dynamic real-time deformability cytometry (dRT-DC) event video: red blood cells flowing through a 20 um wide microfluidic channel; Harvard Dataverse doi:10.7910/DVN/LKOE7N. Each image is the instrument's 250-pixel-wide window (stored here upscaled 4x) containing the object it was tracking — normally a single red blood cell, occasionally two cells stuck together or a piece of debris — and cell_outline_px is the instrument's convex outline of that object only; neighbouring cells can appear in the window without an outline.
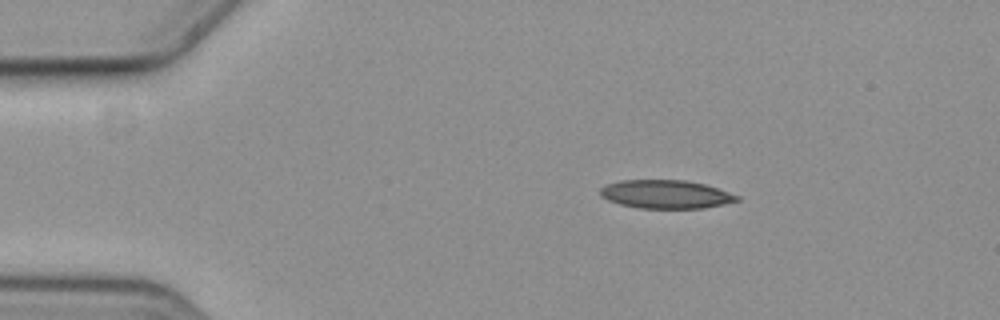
{"species": "common noctule bat (a hibernating species)", "species_latin": "Nyctalus noctula", "temperature_condition": "cold", "stored_images_in_passage": 48, "camera_frame_rate_fps": 3000, "um_per_image_px": 0.085, "animal": {"sex": "female", "body_mass_g": 19.3, "forearm_length_mm": 54.1}, "frame": {"image": 1, "passage_image": 1, "time_ms": 0.0, "image_size_px": [1000, 320], "cell_outline_px": [[740, 200], [724, 204], [704, 208], [640, 208], [620, 204], [608, 200], [600, 196], [600, 188], [604, 184], [620, 180], [684, 180], [704, 184], [740, 196]], "centroid_in_image_um": [56.56, 16.51], "position_along_channel_um": 28.4, "area_um2": 22.66}}
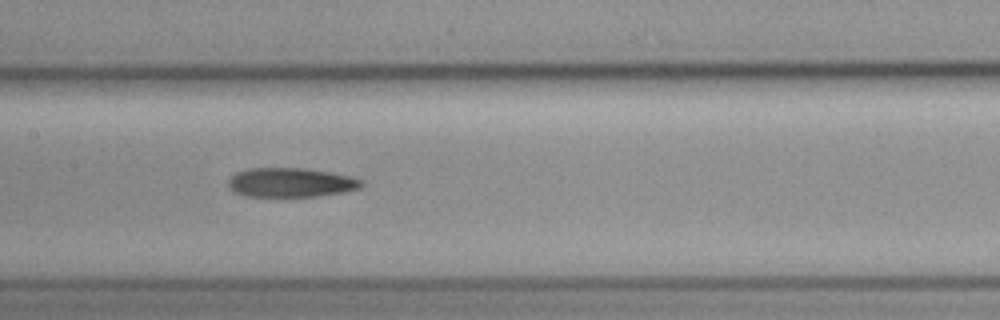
{"frame": {"image": 2, "passage_image": 19, "time_ms": 6.0, "image_size_px": [1000, 320], "cell_outline_px": [[364, 184], [360, 188], [344, 192], [316, 196], [244, 196], [232, 192], [228, 188], [228, 180], [236, 172], [248, 168], [304, 168], [328, 172], [348, 176], [364, 180]], "centroid_in_image_um": [24.68, 15.51], "position_along_channel_um": 182.7, "area_um2": 22.77}}
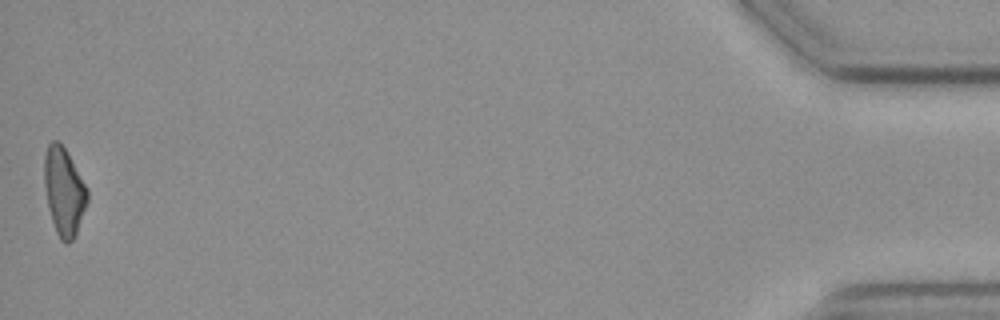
{"frame": {"image": 3, "passage_image": 48, "time_ms": 15.667, "image_size_px": [1000, 320], "cell_outline_px": [[88, 200], [76, 236], [68, 244], [64, 244], [60, 240], [56, 232], [48, 208], [44, 184], [44, 156], [48, 144], [52, 140], [56, 140], [64, 148], [88, 188]], "centroid_in_image_um": [5.44, 16.32], "position_along_channel_um": 429.8, "area_um2": 22.08}, "authors_computed_cell_mechanics": {"area_um2": 22.8888, "velocity_mm_per_s": 3.611, "shape_relaxation_time_tau1_ms": null, "shape_relaxation_time_tau2_ms": 8.9714, "deformation_change_tau1": null, "deformation_change_tau2": 0.1864}}